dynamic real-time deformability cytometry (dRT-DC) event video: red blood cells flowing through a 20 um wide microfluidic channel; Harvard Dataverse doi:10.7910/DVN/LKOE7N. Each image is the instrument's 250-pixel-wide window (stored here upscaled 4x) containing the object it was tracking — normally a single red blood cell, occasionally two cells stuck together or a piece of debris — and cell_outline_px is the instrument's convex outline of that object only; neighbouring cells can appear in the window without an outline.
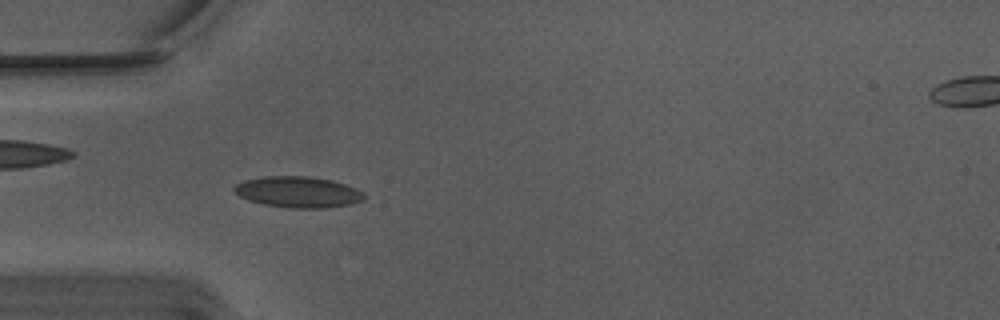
{"species": "Egyptian fruit bat (a non-hibernating species)", "species_latin": "Rousettus aegyptiacus", "temperature_condition": "warm", "stored_images_in_passage": 10, "camera_frame_rate_fps": 3000, "um_per_image_px": 0.085, "animal": {"sex": "male"}, "frame": {"image": 1, "passage_image": 4, "time_ms": 1.0, "image_size_px": [1000, 320], "cell_outline_px": [[368, 196], [364, 200], [348, 204], [328, 208], [288, 208], [264, 204], [248, 200], [240, 196], [232, 188], [236, 184], [244, 180], [264, 176], [308, 176], [332, 180], [356, 188], [364, 192]], "centroid_in_image_um": [25.36, 16.32], "position_along_channel_um": 59.6, "area_um2": 23.64}}